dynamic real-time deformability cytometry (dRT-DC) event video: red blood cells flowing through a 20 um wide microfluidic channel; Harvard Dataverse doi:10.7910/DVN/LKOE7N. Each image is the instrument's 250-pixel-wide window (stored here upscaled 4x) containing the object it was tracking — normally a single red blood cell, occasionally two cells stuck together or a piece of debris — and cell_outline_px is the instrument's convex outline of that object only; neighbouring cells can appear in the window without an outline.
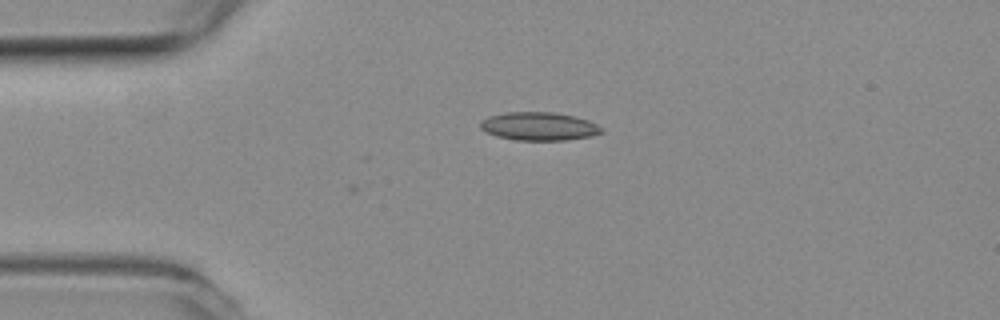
{"species": "common noctule bat (a hibernating species)", "species_latin": "Nyctalus noctula", "temperature_condition": "room temperature", "stored_images_in_passage": 3, "camera_frame_rate_fps": 3000, "um_per_image_px": 0.085, "animal": {"sex": "female", "body_mass_g": 19.3, "forearm_length_mm": 54.1}, "frame": {"image": 1, "passage_image": 3, "time_ms": 0.667, "image_size_px": [1000, 320], "cell_outline_px": [[604, 132], [592, 136], [564, 140], [516, 140], [496, 136], [480, 128], [480, 120], [488, 116], [504, 112], [556, 112], [576, 116], [588, 120], [604, 128]], "centroid_in_image_um": [45.83, 10.72], "position_along_channel_um": 39.2, "area_um2": 20.17}}